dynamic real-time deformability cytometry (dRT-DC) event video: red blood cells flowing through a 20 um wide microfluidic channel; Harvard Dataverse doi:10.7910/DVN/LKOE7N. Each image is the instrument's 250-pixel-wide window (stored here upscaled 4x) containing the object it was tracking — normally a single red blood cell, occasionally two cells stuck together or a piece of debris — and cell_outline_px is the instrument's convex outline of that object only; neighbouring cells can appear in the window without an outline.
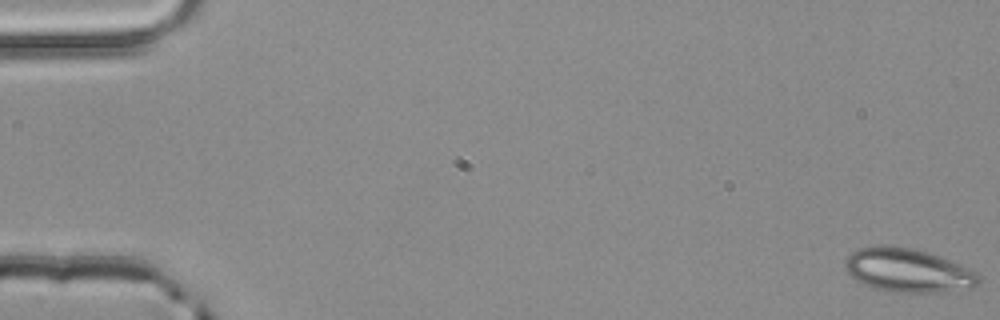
{"species": "common noctule bat (a hibernating species)", "species_latin": "Nyctalus noctula", "temperature_condition": "room temperature", "stored_images_in_passage": 4, "camera_frame_rate_fps": 3000, "um_per_image_px": 0.085, "animal": {"sex": "male", "body_mass_g": 20.4}, "frame": {"image": 1, "passage_image": 1, "time_ms": 0.0, "image_size_px": [1000, 320], "cell_outline_px": [[980, 280], [972, 288], [936, 292], [884, 292], [864, 284], [856, 280], [844, 268], [844, 260], [852, 252], [860, 248], [892, 244], [916, 248], [928, 252], [948, 260], [976, 272], [980, 276]], "centroid_in_image_um": [77.13, 22.97], "position_along_channel_um": 7.9, "area_um2": 34.04}}